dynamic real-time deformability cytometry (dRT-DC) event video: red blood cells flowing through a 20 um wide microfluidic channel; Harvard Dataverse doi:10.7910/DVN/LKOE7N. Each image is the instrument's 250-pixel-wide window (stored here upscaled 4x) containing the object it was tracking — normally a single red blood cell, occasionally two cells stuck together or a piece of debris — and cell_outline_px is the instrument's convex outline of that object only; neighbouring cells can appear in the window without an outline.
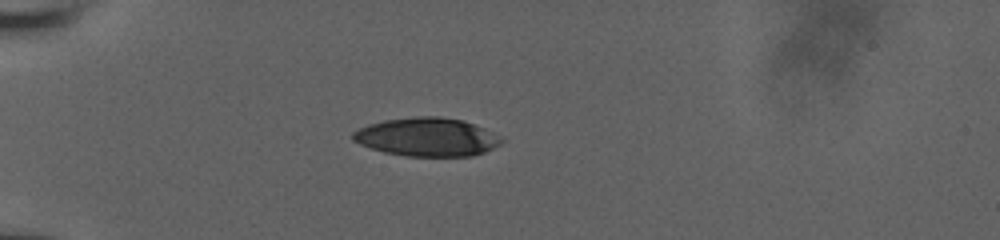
{"species": "human", "species_latin": "Homo sapiens", "temperature_condition": "room temperature", "stored_images_in_passage": 39, "camera_frame_rate_fps": 3000, "um_per_image_px": 0.085, "donor": {"sex": "male"}, "frame": {"image": 1, "passage_image": 1, "time_ms": 0.0, "image_size_px": [1000, 240], "cell_outline_px": [[504, 140], [500, 144], [484, 152], [472, 156], [404, 156], [384, 152], [360, 144], [352, 140], [352, 132], [368, 124], [384, 120], [416, 116], [440, 116], [460, 120], [484, 128], [504, 136]], "centroid_in_image_um": [36.31, 11.64], "position_along_channel_um": 48.7, "area_um2": 33.41}}
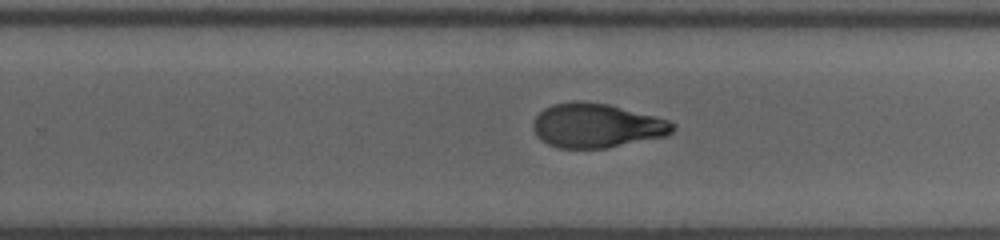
{"frame": {"image": 2, "passage_image": 21, "time_ms": 6.667, "image_size_px": [1000, 240], "cell_outline_px": [[676, 128], [668, 136], [608, 148], [556, 148], [548, 144], [536, 136], [532, 128], [532, 124], [536, 116], [544, 108], [552, 104], [572, 100], [580, 100], [608, 104], [656, 116], [668, 120], [676, 124]], "centroid_in_image_um": [50.72, 10.67], "position_along_channel_um": 279.1, "area_um2": 36.53}}
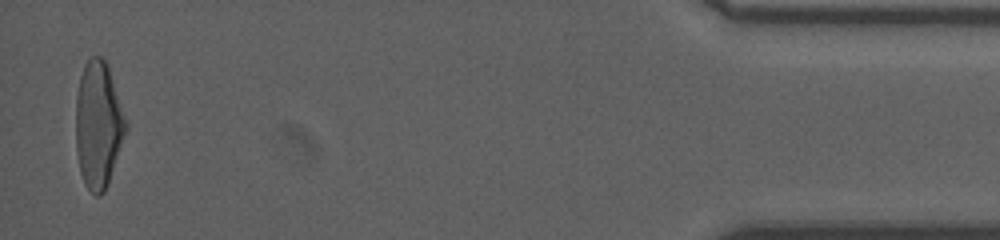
{"frame": {"image": 3, "passage_image": 38, "time_ms": 12.333, "image_size_px": [1000, 240], "cell_outline_px": [[128, 128], [108, 184], [104, 192], [100, 196], [96, 196], [84, 184], [80, 172], [76, 152], [76, 96], [80, 76], [84, 64], [92, 56], [104, 56], [128, 120]], "centroid_in_image_um": [8.37, 10.6], "position_along_channel_um": 426.8, "area_um2": 37.45}, "authors_computed_cell_mechanics": {"area_um2": 36.5296, "velocity_mm_per_s": 3.9542, "shape_relaxation_time_tau1_ms": 7.2621, "shape_relaxation_time_tau2_ms": 2.4147, "deformation_change_tau1": 0.2766, "deformation_change_tau2": 0.0859}}